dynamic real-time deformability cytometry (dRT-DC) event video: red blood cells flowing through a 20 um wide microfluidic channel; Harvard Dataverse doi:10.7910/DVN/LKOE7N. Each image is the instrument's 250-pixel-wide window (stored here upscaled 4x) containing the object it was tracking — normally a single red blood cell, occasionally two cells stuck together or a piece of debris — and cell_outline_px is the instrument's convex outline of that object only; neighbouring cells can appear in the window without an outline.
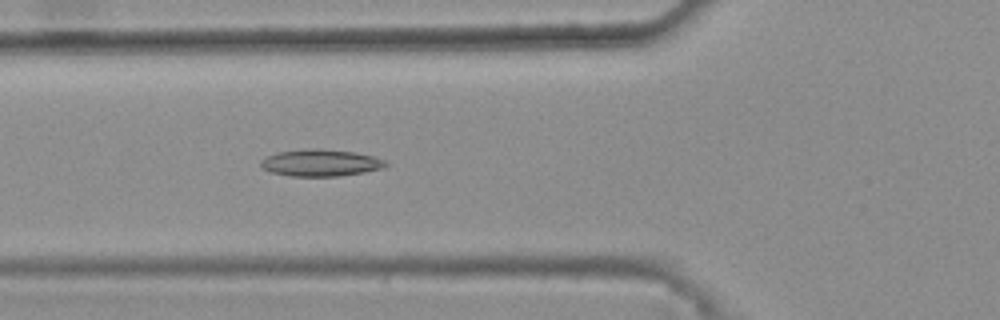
{"species": "common noctule bat (a hibernating species)", "species_latin": "Nyctalus noctula", "temperature_condition": "warm", "stored_images_in_passage": 45, "camera_frame_rate_fps": 3000, "um_per_image_px": 0.085, "animal": {"sex": "female", "body_mass_g": 25.1}, "frame": {"image": 1, "passage_image": 19, "time_ms": 6.0, "image_size_px": [1000, 320], "cell_outline_px": [[388, 164], [384, 168], [364, 172], [340, 176], [288, 176], [272, 172], [260, 168], [260, 160], [276, 152], [308, 148], [320, 148], [356, 152], [372, 156], [384, 160]], "centroid_in_image_um": [27.23, 13.83], "position_along_channel_um": 98.6, "area_um2": 19.77}}
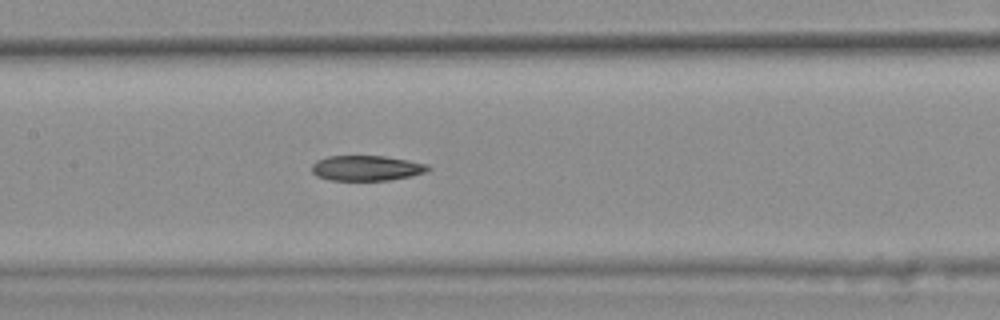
{"frame": {"image": 2, "passage_image": 25, "time_ms": 8.0, "image_size_px": [1000, 320], "cell_outline_px": [[432, 168], [424, 172], [412, 176], [388, 180], [328, 180], [316, 176], [312, 172], [312, 164], [316, 160], [328, 156], [384, 156], [408, 160], [428, 164]], "centroid_in_image_um": [31.14, 14.29], "position_along_channel_um": 176.3, "area_um2": 17.17}}
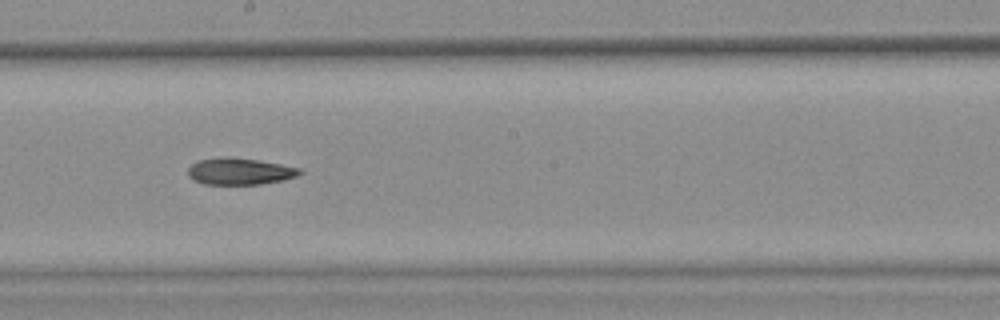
{"frame": {"image": 3, "passage_image": 29, "time_ms": 9.333, "image_size_px": [1000, 320], "cell_outline_px": [[304, 172], [296, 176], [284, 180], [260, 184], [204, 184], [192, 180], [188, 176], [188, 168], [192, 164], [200, 160], [228, 156], [260, 160], [300, 168]], "centroid_in_image_um": [20.38, 14.56], "position_along_channel_um": 227.8, "area_um2": 17.46}}